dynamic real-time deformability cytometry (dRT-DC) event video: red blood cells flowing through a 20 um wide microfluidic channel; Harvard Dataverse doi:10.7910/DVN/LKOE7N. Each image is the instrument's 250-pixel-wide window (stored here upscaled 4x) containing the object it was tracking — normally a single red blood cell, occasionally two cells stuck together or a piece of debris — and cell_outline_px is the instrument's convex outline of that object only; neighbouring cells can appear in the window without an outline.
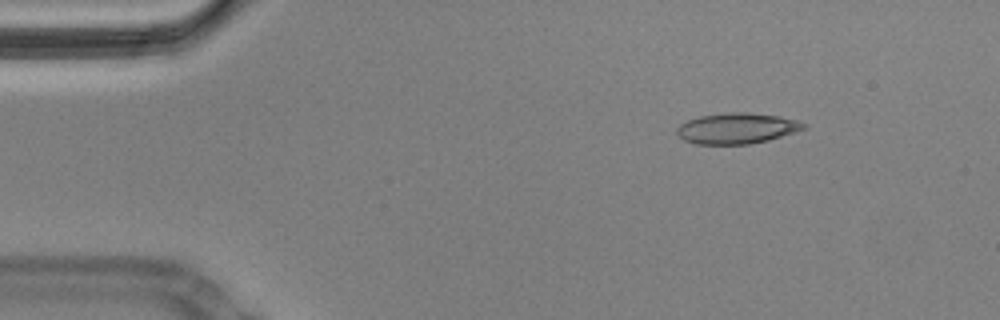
{"species": "Egyptian fruit bat (a non-hibernating species)", "species_latin": "Rousettus aegyptiacus", "temperature_condition": "cold", "stored_images_in_passage": 50, "camera_frame_rate_fps": 3000, "um_per_image_px": 0.085, "animal": {"sex": "male"}, "frame": {"image": 1, "passage_image": 1, "time_ms": 0.0, "image_size_px": [1000, 320], "cell_outline_px": [[808, 128], [768, 140], [748, 144], [696, 144], [684, 140], [676, 132], [676, 128], [680, 124], [688, 120], [700, 116], [728, 112], [744, 112], [776, 116], [796, 120], [808, 124]], "centroid_in_image_um": [62.63, 10.91], "position_along_channel_um": 22.4, "area_um2": 22.6}}
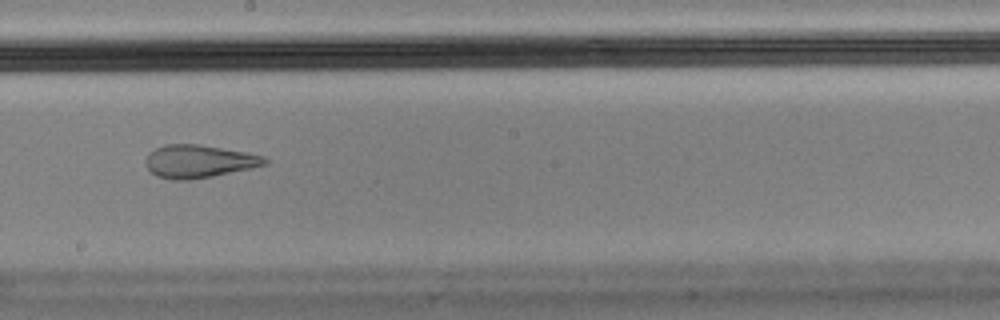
{"frame": {"image": 2, "passage_image": 25, "time_ms": 8.0, "image_size_px": [1000, 320], "cell_outline_px": [[268, 164], [252, 168], [212, 176], [188, 180], [172, 180], [156, 176], [148, 168], [144, 160], [148, 152], [164, 144], [200, 144], [244, 152], [264, 156], [268, 160]], "centroid_in_image_um": [16.88, 13.71], "position_along_channel_um": 231.3, "area_um2": 22.89}, "authors_computed_cell_mechanics": {"area_um2": 23.5824, "velocity_mm_per_s": 3.4903, "shape_relaxation_time_tau1_ms": null, "shape_relaxation_time_tau2_ms": 1.3719, "deformation_change_tau1": null, "deformation_change_tau2": 0.0791}}